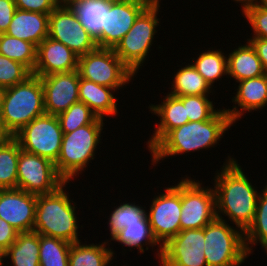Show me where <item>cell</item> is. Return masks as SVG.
Segmentation results:
<instances>
[{"label": "cell", "mask_w": 267, "mask_h": 266, "mask_svg": "<svg viewBox=\"0 0 267 266\" xmlns=\"http://www.w3.org/2000/svg\"><path fill=\"white\" fill-rule=\"evenodd\" d=\"M43 114L44 89L39 76L32 74L24 82L4 89L0 122L9 136Z\"/></svg>", "instance_id": "cell-4"}, {"label": "cell", "mask_w": 267, "mask_h": 266, "mask_svg": "<svg viewBox=\"0 0 267 266\" xmlns=\"http://www.w3.org/2000/svg\"><path fill=\"white\" fill-rule=\"evenodd\" d=\"M235 96L232 97V109L225 108L231 121H240L243 113L262 111L267 106V73L255 78L241 80ZM235 104V105H234Z\"/></svg>", "instance_id": "cell-19"}, {"label": "cell", "mask_w": 267, "mask_h": 266, "mask_svg": "<svg viewBox=\"0 0 267 266\" xmlns=\"http://www.w3.org/2000/svg\"><path fill=\"white\" fill-rule=\"evenodd\" d=\"M111 241H115L120 243L122 246H125L131 250L132 248H137V253H145L149 249V247L154 248V246H158L156 249V256L159 261L161 259L162 254V246L155 239L149 221H138V223H132L126 225L124 229L118 232ZM145 246L146 248L144 249ZM149 246V247H148ZM145 250V251H144Z\"/></svg>", "instance_id": "cell-24"}, {"label": "cell", "mask_w": 267, "mask_h": 266, "mask_svg": "<svg viewBox=\"0 0 267 266\" xmlns=\"http://www.w3.org/2000/svg\"><path fill=\"white\" fill-rule=\"evenodd\" d=\"M7 35L38 46L49 34V14L16 9Z\"/></svg>", "instance_id": "cell-21"}, {"label": "cell", "mask_w": 267, "mask_h": 266, "mask_svg": "<svg viewBox=\"0 0 267 266\" xmlns=\"http://www.w3.org/2000/svg\"><path fill=\"white\" fill-rule=\"evenodd\" d=\"M204 255L207 266H240L249 257L244 232L223 218L204 227Z\"/></svg>", "instance_id": "cell-6"}, {"label": "cell", "mask_w": 267, "mask_h": 266, "mask_svg": "<svg viewBox=\"0 0 267 266\" xmlns=\"http://www.w3.org/2000/svg\"><path fill=\"white\" fill-rule=\"evenodd\" d=\"M63 133H70L87 124L93 123L98 116L83 102H76L58 116Z\"/></svg>", "instance_id": "cell-35"}, {"label": "cell", "mask_w": 267, "mask_h": 266, "mask_svg": "<svg viewBox=\"0 0 267 266\" xmlns=\"http://www.w3.org/2000/svg\"><path fill=\"white\" fill-rule=\"evenodd\" d=\"M236 3H241V7L243 8L245 5H248L251 3L252 0H233Z\"/></svg>", "instance_id": "cell-48"}, {"label": "cell", "mask_w": 267, "mask_h": 266, "mask_svg": "<svg viewBox=\"0 0 267 266\" xmlns=\"http://www.w3.org/2000/svg\"><path fill=\"white\" fill-rule=\"evenodd\" d=\"M77 70L81 78L116 90L123 89L136 77L111 48L97 47L79 56Z\"/></svg>", "instance_id": "cell-8"}, {"label": "cell", "mask_w": 267, "mask_h": 266, "mask_svg": "<svg viewBox=\"0 0 267 266\" xmlns=\"http://www.w3.org/2000/svg\"><path fill=\"white\" fill-rule=\"evenodd\" d=\"M21 147L14 137L0 145V189L17 188V166Z\"/></svg>", "instance_id": "cell-31"}, {"label": "cell", "mask_w": 267, "mask_h": 266, "mask_svg": "<svg viewBox=\"0 0 267 266\" xmlns=\"http://www.w3.org/2000/svg\"><path fill=\"white\" fill-rule=\"evenodd\" d=\"M4 253L5 251L0 247V266H4L5 264Z\"/></svg>", "instance_id": "cell-47"}, {"label": "cell", "mask_w": 267, "mask_h": 266, "mask_svg": "<svg viewBox=\"0 0 267 266\" xmlns=\"http://www.w3.org/2000/svg\"><path fill=\"white\" fill-rule=\"evenodd\" d=\"M225 161L213 178L216 216H227V222L245 232L254 220L261 190L252 185L237 159L228 155Z\"/></svg>", "instance_id": "cell-1"}, {"label": "cell", "mask_w": 267, "mask_h": 266, "mask_svg": "<svg viewBox=\"0 0 267 266\" xmlns=\"http://www.w3.org/2000/svg\"><path fill=\"white\" fill-rule=\"evenodd\" d=\"M65 183L55 163L21 149L17 166L18 189L37 196L53 193Z\"/></svg>", "instance_id": "cell-12"}, {"label": "cell", "mask_w": 267, "mask_h": 266, "mask_svg": "<svg viewBox=\"0 0 267 266\" xmlns=\"http://www.w3.org/2000/svg\"><path fill=\"white\" fill-rule=\"evenodd\" d=\"M161 6L148 5L136 18L128 33L114 48L116 55L136 75L146 61L160 25Z\"/></svg>", "instance_id": "cell-7"}, {"label": "cell", "mask_w": 267, "mask_h": 266, "mask_svg": "<svg viewBox=\"0 0 267 266\" xmlns=\"http://www.w3.org/2000/svg\"><path fill=\"white\" fill-rule=\"evenodd\" d=\"M0 54L22 63L33 72L37 60V46L2 33L0 34Z\"/></svg>", "instance_id": "cell-32"}, {"label": "cell", "mask_w": 267, "mask_h": 266, "mask_svg": "<svg viewBox=\"0 0 267 266\" xmlns=\"http://www.w3.org/2000/svg\"><path fill=\"white\" fill-rule=\"evenodd\" d=\"M10 137L2 128L1 122H0V145L8 138Z\"/></svg>", "instance_id": "cell-45"}, {"label": "cell", "mask_w": 267, "mask_h": 266, "mask_svg": "<svg viewBox=\"0 0 267 266\" xmlns=\"http://www.w3.org/2000/svg\"><path fill=\"white\" fill-rule=\"evenodd\" d=\"M115 88L102 86L80 77L79 101L87 105L99 118L118 115Z\"/></svg>", "instance_id": "cell-22"}, {"label": "cell", "mask_w": 267, "mask_h": 266, "mask_svg": "<svg viewBox=\"0 0 267 266\" xmlns=\"http://www.w3.org/2000/svg\"><path fill=\"white\" fill-rule=\"evenodd\" d=\"M227 68L228 76L236 82L266 74L261 60L248 41L230 51L227 55Z\"/></svg>", "instance_id": "cell-23"}, {"label": "cell", "mask_w": 267, "mask_h": 266, "mask_svg": "<svg viewBox=\"0 0 267 266\" xmlns=\"http://www.w3.org/2000/svg\"><path fill=\"white\" fill-rule=\"evenodd\" d=\"M161 103L149 105L150 113L156 115L160 120L155 125L154 133L150 136L147 143V148L150 151L170 130L180 127L187 122L186 107L183 102L176 96L166 94Z\"/></svg>", "instance_id": "cell-20"}, {"label": "cell", "mask_w": 267, "mask_h": 266, "mask_svg": "<svg viewBox=\"0 0 267 266\" xmlns=\"http://www.w3.org/2000/svg\"><path fill=\"white\" fill-rule=\"evenodd\" d=\"M178 98L186 107L189 122L209 120L218 111V108L214 107L216 103L209 99L210 95H190Z\"/></svg>", "instance_id": "cell-36"}, {"label": "cell", "mask_w": 267, "mask_h": 266, "mask_svg": "<svg viewBox=\"0 0 267 266\" xmlns=\"http://www.w3.org/2000/svg\"><path fill=\"white\" fill-rule=\"evenodd\" d=\"M245 6H256L261 8H267V0H252L250 4Z\"/></svg>", "instance_id": "cell-44"}, {"label": "cell", "mask_w": 267, "mask_h": 266, "mask_svg": "<svg viewBox=\"0 0 267 266\" xmlns=\"http://www.w3.org/2000/svg\"><path fill=\"white\" fill-rule=\"evenodd\" d=\"M248 41L254 48L258 58L261 60L263 69L267 73V39L265 38H248Z\"/></svg>", "instance_id": "cell-42"}, {"label": "cell", "mask_w": 267, "mask_h": 266, "mask_svg": "<svg viewBox=\"0 0 267 266\" xmlns=\"http://www.w3.org/2000/svg\"><path fill=\"white\" fill-rule=\"evenodd\" d=\"M181 178V230L202 229L217 217L215 190L187 175Z\"/></svg>", "instance_id": "cell-9"}, {"label": "cell", "mask_w": 267, "mask_h": 266, "mask_svg": "<svg viewBox=\"0 0 267 266\" xmlns=\"http://www.w3.org/2000/svg\"><path fill=\"white\" fill-rule=\"evenodd\" d=\"M46 114L58 116L79 101L78 70L42 76Z\"/></svg>", "instance_id": "cell-16"}, {"label": "cell", "mask_w": 267, "mask_h": 266, "mask_svg": "<svg viewBox=\"0 0 267 266\" xmlns=\"http://www.w3.org/2000/svg\"><path fill=\"white\" fill-rule=\"evenodd\" d=\"M48 37L63 43L78 56L98 47L95 37L82 25L72 7L57 6L49 14Z\"/></svg>", "instance_id": "cell-13"}, {"label": "cell", "mask_w": 267, "mask_h": 266, "mask_svg": "<svg viewBox=\"0 0 267 266\" xmlns=\"http://www.w3.org/2000/svg\"><path fill=\"white\" fill-rule=\"evenodd\" d=\"M111 262H109L108 264H107V266H110L111 264H110ZM113 266V265H112ZM115 266H117V265H115ZM125 266H126V264H125Z\"/></svg>", "instance_id": "cell-50"}, {"label": "cell", "mask_w": 267, "mask_h": 266, "mask_svg": "<svg viewBox=\"0 0 267 266\" xmlns=\"http://www.w3.org/2000/svg\"><path fill=\"white\" fill-rule=\"evenodd\" d=\"M71 243L39 234L40 266H69Z\"/></svg>", "instance_id": "cell-33"}, {"label": "cell", "mask_w": 267, "mask_h": 266, "mask_svg": "<svg viewBox=\"0 0 267 266\" xmlns=\"http://www.w3.org/2000/svg\"><path fill=\"white\" fill-rule=\"evenodd\" d=\"M108 241L106 239L101 244L90 243L88 245L86 241L84 244L80 241L71 243L69 266H107L115 258V250L109 248L110 243Z\"/></svg>", "instance_id": "cell-25"}, {"label": "cell", "mask_w": 267, "mask_h": 266, "mask_svg": "<svg viewBox=\"0 0 267 266\" xmlns=\"http://www.w3.org/2000/svg\"><path fill=\"white\" fill-rule=\"evenodd\" d=\"M3 99H4V88L0 87V120L2 116Z\"/></svg>", "instance_id": "cell-46"}, {"label": "cell", "mask_w": 267, "mask_h": 266, "mask_svg": "<svg viewBox=\"0 0 267 266\" xmlns=\"http://www.w3.org/2000/svg\"><path fill=\"white\" fill-rule=\"evenodd\" d=\"M146 1L148 4L150 5H160L161 4V0H144Z\"/></svg>", "instance_id": "cell-49"}, {"label": "cell", "mask_w": 267, "mask_h": 266, "mask_svg": "<svg viewBox=\"0 0 267 266\" xmlns=\"http://www.w3.org/2000/svg\"><path fill=\"white\" fill-rule=\"evenodd\" d=\"M69 182L50 194L37 195L36 214L33 231L38 234L58 238L69 243L81 241L76 204L66 191ZM66 191V192H65ZM70 195V196H69ZM76 206V207H75Z\"/></svg>", "instance_id": "cell-3"}, {"label": "cell", "mask_w": 267, "mask_h": 266, "mask_svg": "<svg viewBox=\"0 0 267 266\" xmlns=\"http://www.w3.org/2000/svg\"><path fill=\"white\" fill-rule=\"evenodd\" d=\"M10 266H40L39 234L36 231L18 232L16 241L5 251Z\"/></svg>", "instance_id": "cell-26"}, {"label": "cell", "mask_w": 267, "mask_h": 266, "mask_svg": "<svg viewBox=\"0 0 267 266\" xmlns=\"http://www.w3.org/2000/svg\"><path fill=\"white\" fill-rule=\"evenodd\" d=\"M177 69L174 73L171 90L168 94L176 97L190 96V95H210L215 90L210 84L201 76L195 67L188 63L184 67ZM213 90V91H212Z\"/></svg>", "instance_id": "cell-27"}, {"label": "cell", "mask_w": 267, "mask_h": 266, "mask_svg": "<svg viewBox=\"0 0 267 266\" xmlns=\"http://www.w3.org/2000/svg\"><path fill=\"white\" fill-rule=\"evenodd\" d=\"M163 192L153 197L146 212L152 233L161 246L181 230V180L165 187Z\"/></svg>", "instance_id": "cell-11"}, {"label": "cell", "mask_w": 267, "mask_h": 266, "mask_svg": "<svg viewBox=\"0 0 267 266\" xmlns=\"http://www.w3.org/2000/svg\"><path fill=\"white\" fill-rule=\"evenodd\" d=\"M121 202L120 205L114 206L113 211L109 214V219L107 225L110 231L111 239L126 225L132 223H138V221H149L146 214V207L139 206L135 202ZM145 208V209H144Z\"/></svg>", "instance_id": "cell-34"}, {"label": "cell", "mask_w": 267, "mask_h": 266, "mask_svg": "<svg viewBox=\"0 0 267 266\" xmlns=\"http://www.w3.org/2000/svg\"><path fill=\"white\" fill-rule=\"evenodd\" d=\"M16 9L14 0H0V34L7 31Z\"/></svg>", "instance_id": "cell-40"}, {"label": "cell", "mask_w": 267, "mask_h": 266, "mask_svg": "<svg viewBox=\"0 0 267 266\" xmlns=\"http://www.w3.org/2000/svg\"><path fill=\"white\" fill-rule=\"evenodd\" d=\"M13 137L22 150L55 163L60 154L63 131L58 117L45 113L25 125Z\"/></svg>", "instance_id": "cell-10"}, {"label": "cell", "mask_w": 267, "mask_h": 266, "mask_svg": "<svg viewBox=\"0 0 267 266\" xmlns=\"http://www.w3.org/2000/svg\"><path fill=\"white\" fill-rule=\"evenodd\" d=\"M18 231L0 218V247L6 251L15 241Z\"/></svg>", "instance_id": "cell-41"}, {"label": "cell", "mask_w": 267, "mask_h": 266, "mask_svg": "<svg viewBox=\"0 0 267 266\" xmlns=\"http://www.w3.org/2000/svg\"><path fill=\"white\" fill-rule=\"evenodd\" d=\"M244 241L249 256L258 243L267 253V182L259 194L254 220L244 232Z\"/></svg>", "instance_id": "cell-29"}, {"label": "cell", "mask_w": 267, "mask_h": 266, "mask_svg": "<svg viewBox=\"0 0 267 266\" xmlns=\"http://www.w3.org/2000/svg\"><path fill=\"white\" fill-rule=\"evenodd\" d=\"M242 16L247 19L253 31L250 38H265L267 39V8L256 6H244Z\"/></svg>", "instance_id": "cell-38"}, {"label": "cell", "mask_w": 267, "mask_h": 266, "mask_svg": "<svg viewBox=\"0 0 267 266\" xmlns=\"http://www.w3.org/2000/svg\"><path fill=\"white\" fill-rule=\"evenodd\" d=\"M16 8L24 11L50 14L58 5L56 0H14Z\"/></svg>", "instance_id": "cell-39"}, {"label": "cell", "mask_w": 267, "mask_h": 266, "mask_svg": "<svg viewBox=\"0 0 267 266\" xmlns=\"http://www.w3.org/2000/svg\"><path fill=\"white\" fill-rule=\"evenodd\" d=\"M37 196L18 188L0 189V218L18 232L33 231Z\"/></svg>", "instance_id": "cell-17"}, {"label": "cell", "mask_w": 267, "mask_h": 266, "mask_svg": "<svg viewBox=\"0 0 267 266\" xmlns=\"http://www.w3.org/2000/svg\"><path fill=\"white\" fill-rule=\"evenodd\" d=\"M113 0H84L72 6L86 30L95 38L105 27V9Z\"/></svg>", "instance_id": "cell-30"}, {"label": "cell", "mask_w": 267, "mask_h": 266, "mask_svg": "<svg viewBox=\"0 0 267 266\" xmlns=\"http://www.w3.org/2000/svg\"><path fill=\"white\" fill-rule=\"evenodd\" d=\"M104 119L97 118L93 123L79 127L70 133H63L60 154L55 162L58 174L66 181H73L85 171L95 159L97 146L102 142L101 133Z\"/></svg>", "instance_id": "cell-5"}, {"label": "cell", "mask_w": 267, "mask_h": 266, "mask_svg": "<svg viewBox=\"0 0 267 266\" xmlns=\"http://www.w3.org/2000/svg\"><path fill=\"white\" fill-rule=\"evenodd\" d=\"M32 72L22 63L0 54V87L8 88L24 82Z\"/></svg>", "instance_id": "cell-37"}, {"label": "cell", "mask_w": 267, "mask_h": 266, "mask_svg": "<svg viewBox=\"0 0 267 266\" xmlns=\"http://www.w3.org/2000/svg\"><path fill=\"white\" fill-rule=\"evenodd\" d=\"M84 0H56L57 5L61 7H72L74 4Z\"/></svg>", "instance_id": "cell-43"}, {"label": "cell", "mask_w": 267, "mask_h": 266, "mask_svg": "<svg viewBox=\"0 0 267 266\" xmlns=\"http://www.w3.org/2000/svg\"><path fill=\"white\" fill-rule=\"evenodd\" d=\"M78 58L63 43L47 37L37 46V60L32 74L42 77L77 70Z\"/></svg>", "instance_id": "cell-18"}, {"label": "cell", "mask_w": 267, "mask_h": 266, "mask_svg": "<svg viewBox=\"0 0 267 266\" xmlns=\"http://www.w3.org/2000/svg\"><path fill=\"white\" fill-rule=\"evenodd\" d=\"M203 50L197 54L196 58H191V64L201 74V76L214 88V83L219 79L222 80L225 75L228 78L227 55L222 52L221 48ZM211 49V50H210ZM221 50V51H220ZM196 59V60H195Z\"/></svg>", "instance_id": "cell-28"}, {"label": "cell", "mask_w": 267, "mask_h": 266, "mask_svg": "<svg viewBox=\"0 0 267 266\" xmlns=\"http://www.w3.org/2000/svg\"><path fill=\"white\" fill-rule=\"evenodd\" d=\"M234 123L224 109L218 111L206 121L187 122L170 130L149 152L151 165L154 167L160 160L170 156L193 153L202 149L215 148ZM156 164V165H155Z\"/></svg>", "instance_id": "cell-2"}, {"label": "cell", "mask_w": 267, "mask_h": 266, "mask_svg": "<svg viewBox=\"0 0 267 266\" xmlns=\"http://www.w3.org/2000/svg\"><path fill=\"white\" fill-rule=\"evenodd\" d=\"M148 5L144 0H113L105 9V27L95 38L97 46L114 49Z\"/></svg>", "instance_id": "cell-14"}, {"label": "cell", "mask_w": 267, "mask_h": 266, "mask_svg": "<svg viewBox=\"0 0 267 266\" xmlns=\"http://www.w3.org/2000/svg\"><path fill=\"white\" fill-rule=\"evenodd\" d=\"M204 228L187 229L162 246L160 266H207L204 255Z\"/></svg>", "instance_id": "cell-15"}]
</instances>
